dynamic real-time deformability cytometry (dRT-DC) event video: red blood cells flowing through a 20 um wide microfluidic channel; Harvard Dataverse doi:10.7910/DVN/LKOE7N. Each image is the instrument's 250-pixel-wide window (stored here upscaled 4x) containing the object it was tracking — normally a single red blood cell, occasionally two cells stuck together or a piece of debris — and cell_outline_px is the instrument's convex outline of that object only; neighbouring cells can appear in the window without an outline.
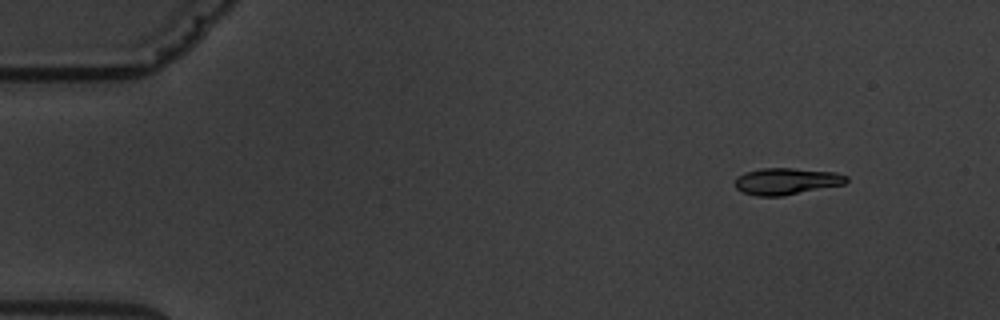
{"species": "common noctule bat (a hibernating species)", "species_latin": "Nyctalus noctula", "temperature_condition": "warm", "stored_images_in_passage": 4, "camera_frame_rate_fps": 3000, "um_per_image_px": 0.085, "animal": {"sex": "male", "body_mass_g": 19.5, "forearm_length_mm": 54.6}, "frame": {"image": 1, "passage_image": 1, "time_ms": 0.0, "image_size_px": [1000, 320], "cell_outline_px": [[848, 180], [844, 184], [784, 196], [756, 196], [744, 192], [736, 188], [736, 176], [744, 172], [760, 168], [792, 168], [836, 172], [848, 176]], "centroid_in_image_um": [66.85, 15.4], "position_along_channel_um": 18.2, "area_um2": 17.4}}
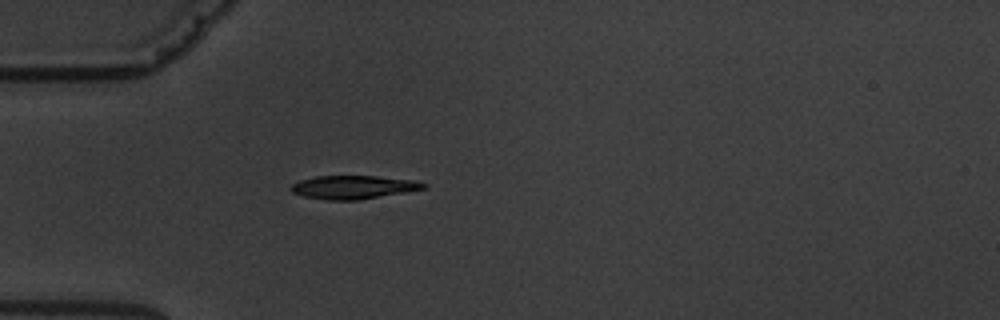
{"frame": {"image": 2, "passage_image": 4, "time_ms": 3.667, "image_size_px": [1000, 320], "cell_outline_px": [[428, 184], [424, 188], [404, 192], [356, 200], [328, 200], [304, 196], [292, 192], [288, 188], [292, 184], [300, 180], [316, 176], [376, 176], [412, 180]], "centroid_in_image_um": [29.97, 15.9], "position_along_channel_um": 55.0, "area_um2": 17.8}}